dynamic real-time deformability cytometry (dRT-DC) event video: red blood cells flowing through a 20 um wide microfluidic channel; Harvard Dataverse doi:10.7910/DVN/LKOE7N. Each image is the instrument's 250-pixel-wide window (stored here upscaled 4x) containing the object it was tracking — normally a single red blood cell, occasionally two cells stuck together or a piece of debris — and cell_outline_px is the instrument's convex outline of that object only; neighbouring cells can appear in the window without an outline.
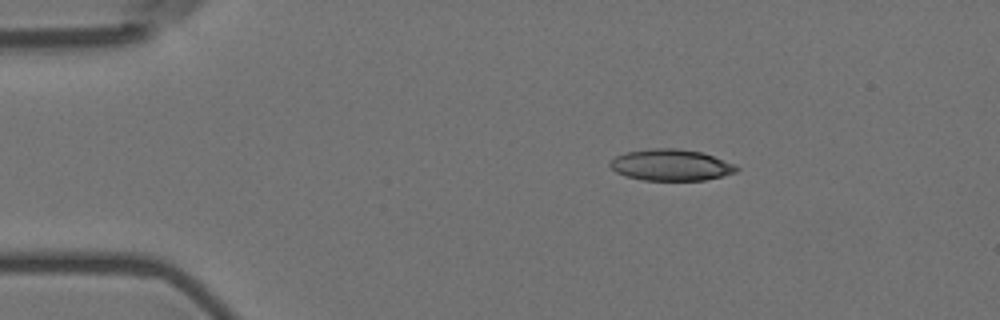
{"species": "Egyptian fruit bat (a non-hibernating species)", "species_latin": "Rousettus aegyptiacus", "temperature_condition": "room temperature", "stored_images_in_passage": 3, "camera_frame_rate_fps": 3000, "um_per_image_px": 0.085, "animal": {"sex": "female"}, "frame": {"image": 1, "passage_image": 1, "time_ms": 0.0, "image_size_px": [1000, 320], "cell_outline_px": [[740, 168], [736, 172], [704, 180], [644, 180], [624, 176], [616, 172], [608, 164], [616, 156], [628, 152], [648, 148], [676, 148], [700, 152], [736, 164]], "centroid_in_image_um": [57.02, 14.02], "position_along_channel_um": 28.0, "area_um2": 23.0}}